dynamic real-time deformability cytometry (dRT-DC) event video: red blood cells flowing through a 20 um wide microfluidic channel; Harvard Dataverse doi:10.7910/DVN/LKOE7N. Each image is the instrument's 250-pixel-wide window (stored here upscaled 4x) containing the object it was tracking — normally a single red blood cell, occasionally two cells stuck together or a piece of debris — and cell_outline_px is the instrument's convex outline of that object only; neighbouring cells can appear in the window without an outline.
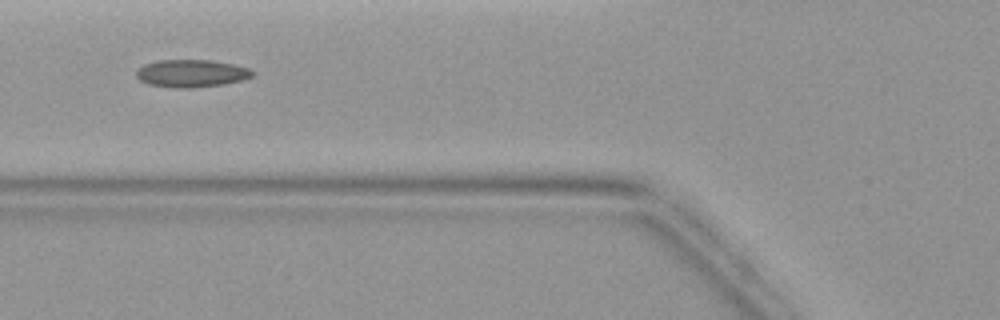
{"species": "common noctule bat (a hibernating species)", "species_latin": "Nyctalus noctula", "temperature_condition": "warm", "stored_images_in_passage": 5, "camera_frame_rate_fps": 3000, "um_per_image_px": 0.085, "animal": {"sex": "female", "body_mass_g": 19.9}, "frame": {"image": 1, "passage_image": 5, "time_ms": 4.667, "image_size_px": [1000, 320], "cell_outline_px": [[256, 72], [252, 76], [240, 80], [224, 84], [188, 88], [176, 88], [148, 84], [140, 80], [136, 76], [136, 72], [144, 64], [156, 60], [212, 60], [232, 64], [248, 68]], "centroid_in_image_um": [16.26, 6.23], "position_along_channel_um": 109.5, "area_um2": 18.55}}